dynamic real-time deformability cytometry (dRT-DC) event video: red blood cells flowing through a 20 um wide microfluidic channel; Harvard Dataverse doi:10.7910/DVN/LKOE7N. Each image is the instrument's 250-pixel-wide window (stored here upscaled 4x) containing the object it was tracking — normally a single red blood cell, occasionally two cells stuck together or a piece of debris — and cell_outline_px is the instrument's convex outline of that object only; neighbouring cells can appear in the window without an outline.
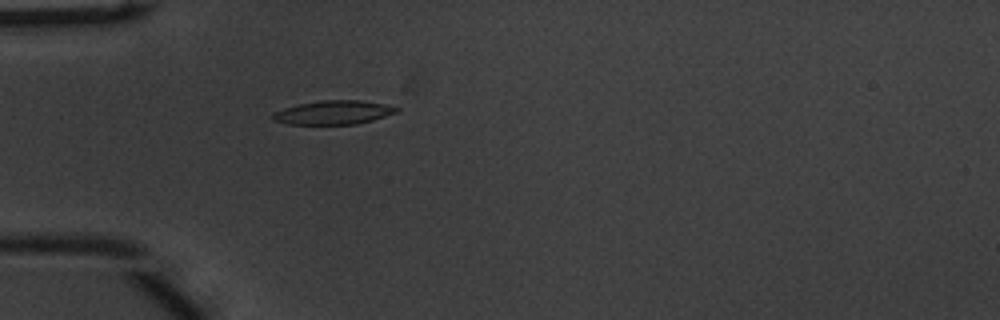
{"species": "common noctule bat (a hibernating species)", "species_latin": "Nyctalus noctula", "temperature_condition": "warm", "stored_images_in_passage": 40, "camera_frame_rate_fps": 3000, "um_per_image_px": 0.085, "animal": {"sex": "male", "body_mass_g": 20.1, "forearm_length_mm": 53.5}, "frame": {"image": 1, "passage_image": 3, "time_ms": 0.667, "image_size_px": [1000, 320], "cell_outline_px": [[400, 108], [396, 112], [372, 120], [356, 124], [288, 124], [272, 120], [272, 112], [284, 108], [300, 104], [324, 100], [360, 100], [384, 104]], "centroid_in_image_um": [28.31, 9.56], "position_along_channel_um": 56.7, "area_um2": 16.99}}
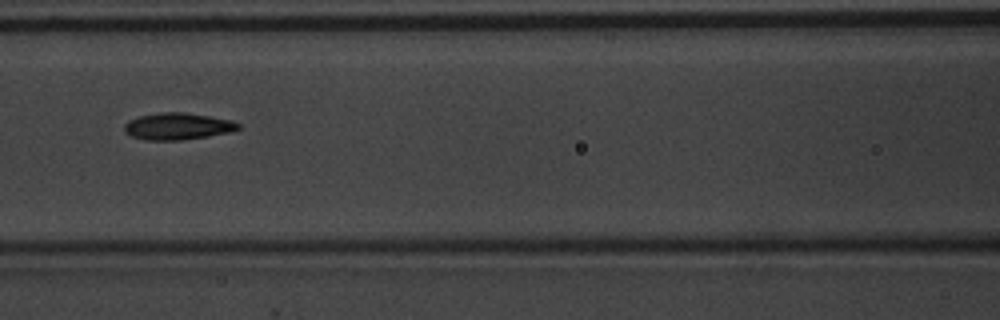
{"frame": {"image": 2, "passage_image": 11, "time_ms": 3.333, "image_size_px": [1000, 320], "cell_outline_px": [[240, 128], [228, 132], [208, 136], [180, 140], [144, 140], [132, 136], [124, 132], [124, 124], [128, 120], [140, 116], [160, 112], [184, 112], [232, 120], [240, 124]], "centroid_in_image_um": [15.07, 10.73], "position_along_channel_um": 151.5, "area_um2": 17.74}}
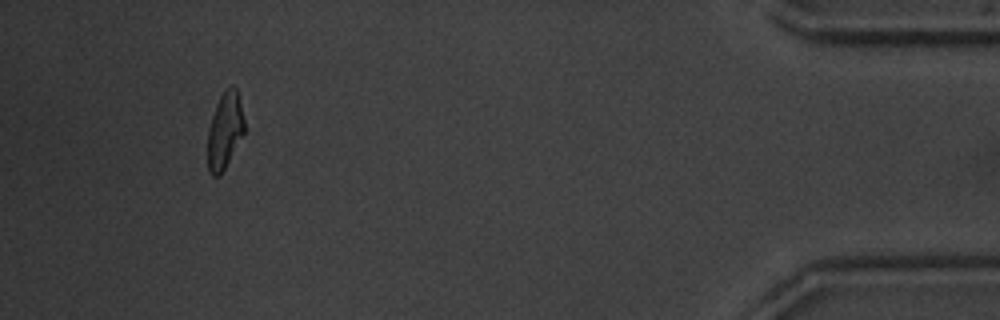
{"frame": {"image": 3, "passage_image": 37, "time_ms": 12.0, "image_size_px": [1000, 320], "cell_outline_px": [[244, 132], [220, 176], [212, 176], [208, 168], [208, 132], [212, 116], [216, 104], [220, 96], [232, 84], [236, 88], [244, 120]], "centroid_in_image_um": [19.09, 11.11], "position_along_channel_um": 416.1, "area_um2": 15.9}, "authors_computed_cell_mechanics": {"area_um2": 17.1955, "velocity_mm_per_s": 3.7786, "shape_relaxation_time_tau1_ms": 4.3639, "shape_relaxation_time_tau2_ms": 2.1699, "deformation_change_tau1": 0.1886, "deformation_change_tau2": 0.0834}}